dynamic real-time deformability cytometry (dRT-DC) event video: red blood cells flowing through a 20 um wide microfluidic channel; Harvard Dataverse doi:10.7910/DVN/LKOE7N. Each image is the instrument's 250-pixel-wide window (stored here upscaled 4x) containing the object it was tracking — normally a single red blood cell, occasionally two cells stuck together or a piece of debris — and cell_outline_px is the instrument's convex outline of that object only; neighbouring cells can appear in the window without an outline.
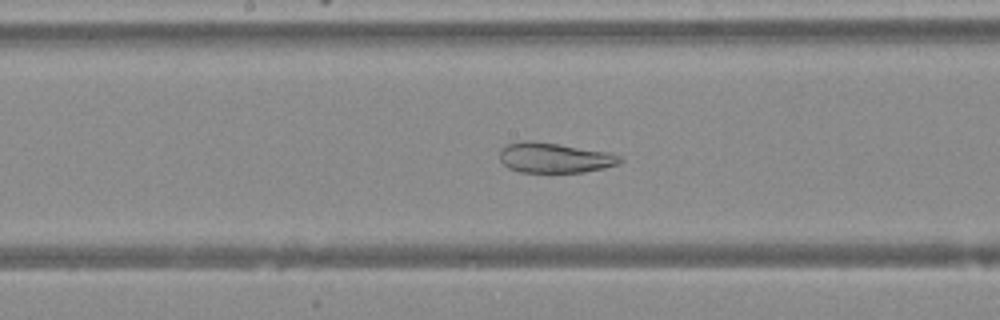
{"species": "Egyptian fruit bat (a non-hibernating species)", "species_latin": "Rousettus aegyptiacus", "temperature_condition": "warm", "stored_images_in_passage": 48, "camera_frame_rate_fps": 3000, "um_per_image_px": 0.085, "animal": {"sex": "female"}, "frame": {"image": 1, "passage_image": 25, "time_ms": 8.0, "image_size_px": [1000, 320], "cell_outline_px": [[624, 160], [616, 164], [604, 168], [584, 172], [520, 172], [508, 168], [500, 160], [500, 148], [508, 144], [520, 140], [532, 140], [608, 152], [624, 156]], "centroid_in_image_um": [47.13, 13.4], "position_along_channel_um": 201.1, "area_um2": 21.21}}
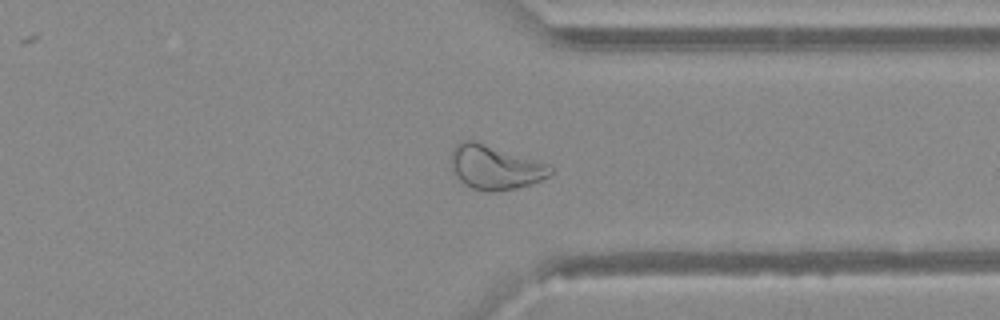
{"frame": {"image": 2, "passage_image": 37, "time_ms": 12.0, "image_size_px": [1000, 320], "cell_outline_px": [[552, 172], [548, 176], [532, 184], [516, 188], [492, 192], [488, 192], [472, 188], [464, 184], [452, 172], [452, 148], [460, 140], [472, 140], [548, 164], [552, 168]], "centroid_in_image_um": [42.04, 14.23], "position_along_channel_um": 369.4, "area_um2": 25.26}}
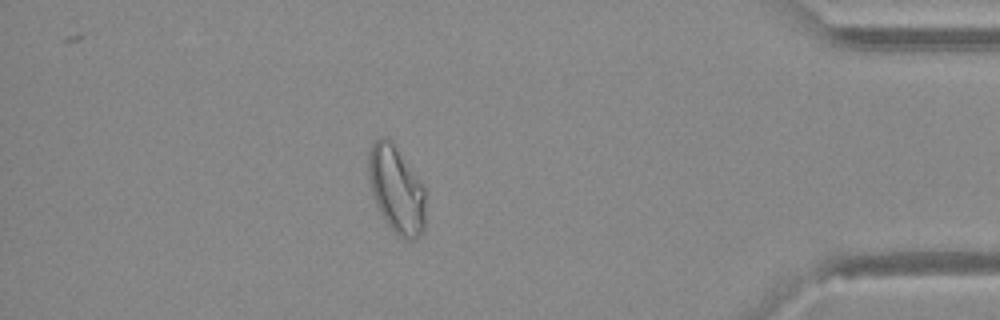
{"frame": {"image": 3, "passage_image": 42, "time_ms": 13.667, "image_size_px": [1000, 320], "cell_outline_px": [[424, 232], [416, 240], [404, 240], [388, 224], [380, 212], [372, 196], [368, 176], [368, 152], [372, 144], [380, 136], [388, 136], [392, 140], [424, 188]], "centroid_in_image_um": [33.67, 16.09], "position_along_channel_um": 401.5, "area_um2": 28.9}}